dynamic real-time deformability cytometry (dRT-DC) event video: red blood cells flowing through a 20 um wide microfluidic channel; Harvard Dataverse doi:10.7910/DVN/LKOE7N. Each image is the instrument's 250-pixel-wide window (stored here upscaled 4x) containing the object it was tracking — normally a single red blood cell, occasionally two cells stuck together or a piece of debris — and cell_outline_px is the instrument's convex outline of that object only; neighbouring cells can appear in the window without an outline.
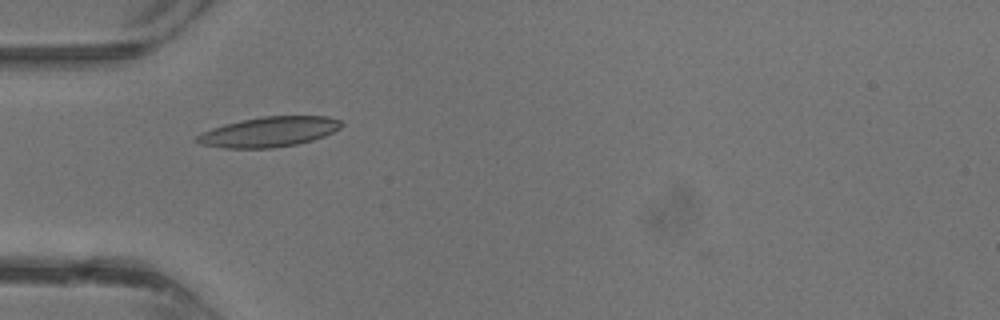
{"species": "common noctule bat (a hibernating species)", "species_latin": "Nyctalus noctula", "temperature_condition": "warm", "stored_images_in_passage": 8, "camera_frame_rate_fps": 3000, "um_per_image_px": 0.085, "animal": {"sex": "male", "body_mass_g": 13.3}, "frame": {"image": 1, "passage_image": 6, "time_ms": 1.667, "image_size_px": [1000, 320], "cell_outline_px": [[344, 124], [340, 128], [324, 136], [312, 140], [296, 144], [272, 148], [224, 148], [200, 144], [192, 140], [200, 132], [224, 124], [240, 120], [264, 116], [328, 116], [340, 120]], "centroid_in_image_um": [22.83, 11.2], "position_along_channel_um": 62.2, "area_um2": 25.43}}